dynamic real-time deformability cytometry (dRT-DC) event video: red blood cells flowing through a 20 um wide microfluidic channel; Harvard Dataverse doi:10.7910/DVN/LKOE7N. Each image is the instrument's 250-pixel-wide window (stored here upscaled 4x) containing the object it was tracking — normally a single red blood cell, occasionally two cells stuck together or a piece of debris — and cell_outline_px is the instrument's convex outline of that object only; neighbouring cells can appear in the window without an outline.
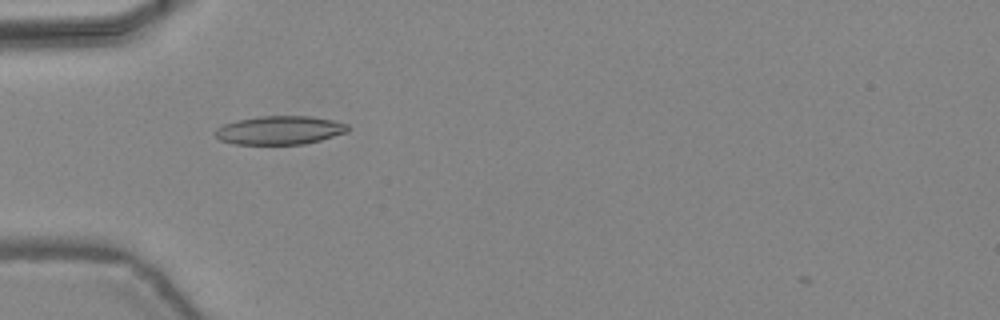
{"species": "common noctule bat (a hibernating species)", "species_latin": "Nyctalus noctula", "temperature_condition": "warm", "stored_images_in_passage": 32, "camera_frame_rate_fps": 3000, "um_per_image_px": 0.085, "animal": {"sex": "female", "body_mass_g": 24.6, "forearm_length_mm": 56.2}, "frame": {"image": 1, "passage_image": 1, "time_ms": 0.0, "image_size_px": [1000, 320], "cell_outline_px": [[348, 132], [320, 140], [304, 144], [232, 144], [220, 140], [212, 132], [216, 128], [224, 124], [236, 120], [264, 116], [312, 116], [332, 120], [348, 124]], "centroid_in_image_um": [23.75, 11.07], "position_along_channel_um": 61.2, "area_um2": 22.14}}
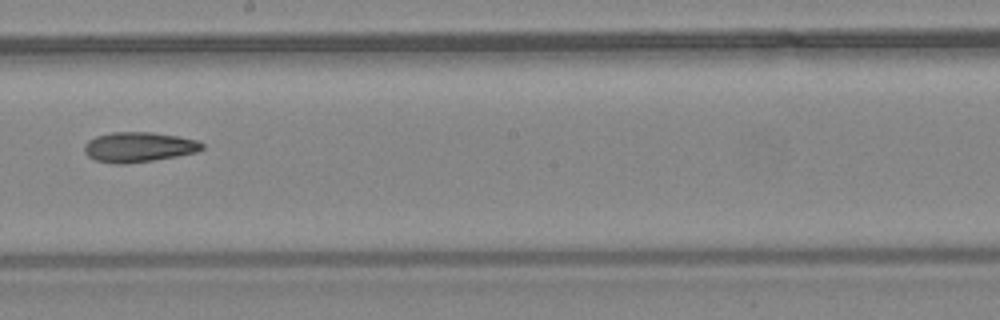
{"frame": {"image": 2, "passage_image": 13, "time_ms": 4.0, "image_size_px": [1000, 320], "cell_outline_px": [[204, 148], [196, 152], [176, 156], [152, 160], [124, 164], [112, 164], [96, 160], [88, 156], [84, 152], [84, 144], [88, 140], [96, 136], [112, 132], [152, 132], [176, 136], [196, 140], [204, 144]], "centroid_in_image_um": [11.75, 12.5], "position_along_channel_um": 236.4, "area_um2": 20.52}}
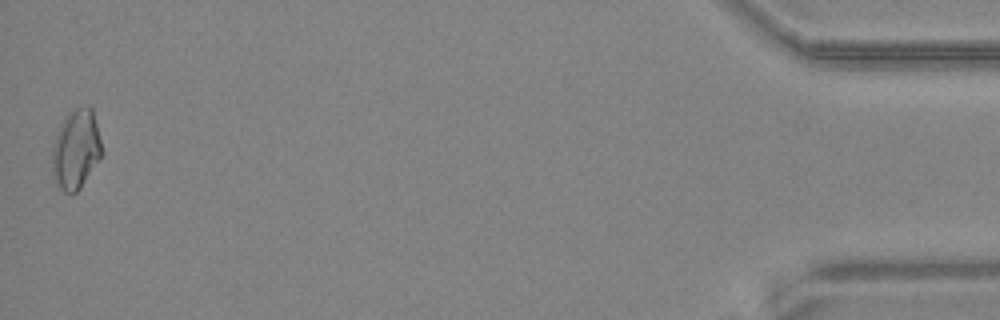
{"frame": {"image": 3, "passage_image": 32, "time_ms": 10.333, "image_size_px": [1000, 320], "cell_outline_px": [[104, 152], [80, 188], [76, 192], [64, 192], [56, 184], [52, 172], [52, 148], [56, 136], [68, 112], [76, 108], [88, 104], [92, 108]], "centroid_in_image_um": [6.47, 12.68], "position_along_channel_um": 428.7, "area_um2": 22.89}}